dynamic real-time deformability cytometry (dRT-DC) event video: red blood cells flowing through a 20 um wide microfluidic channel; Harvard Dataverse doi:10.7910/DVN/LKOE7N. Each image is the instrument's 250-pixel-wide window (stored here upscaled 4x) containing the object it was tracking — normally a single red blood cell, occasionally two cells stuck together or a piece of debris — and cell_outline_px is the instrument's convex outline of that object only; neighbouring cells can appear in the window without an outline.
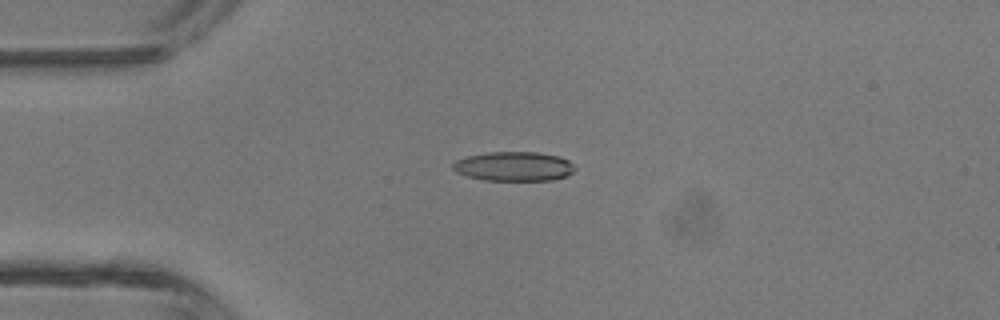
{"species": "common noctule bat (a hibernating species)", "species_latin": "Nyctalus noctula", "temperature_condition": "room temperature", "stored_images_in_passage": 2, "camera_frame_rate_fps": 3000, "um_per_image_px": 0.085, "animal": {"sex": "male", "body_mass_g": 13.3}, "frame": {"image": 1, "passage_image": 1, "time_ms": 0.0, "image_size_px": [1000, 320], "cell_outline_px": [[576, 168], [568, 176], [552, 180], [484, 180], [468, 176], [456, 172], [452, 168], [452, 164], [456, 160], [468, 156], [488, 152], [536, 152], [560, 156], [568, 160]], "centroid_in_image_um": [43.69, 14.14], "position_along_channel_um": 41.3, "area_um2": 20.87}}